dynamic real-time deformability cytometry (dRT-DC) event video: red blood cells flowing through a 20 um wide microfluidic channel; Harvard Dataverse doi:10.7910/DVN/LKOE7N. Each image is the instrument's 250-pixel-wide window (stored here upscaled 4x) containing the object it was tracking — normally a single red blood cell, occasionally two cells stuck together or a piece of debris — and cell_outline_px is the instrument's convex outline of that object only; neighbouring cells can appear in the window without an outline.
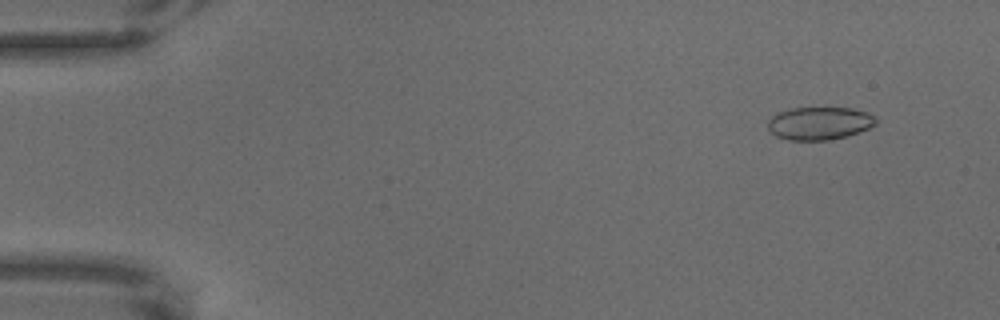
{"species": "common noctule bat (a hibernating species)", "species_latin": "Nyctalus noctula", "temperature_condition": "warm", "stored_images_in_passage": 66, "camera_frame_rate_fps": 3000, "um_per_image_px": 0.085, "animal": {"sex": "male", "body_mass_g": 18.8}, "frame": {"image": 1, "passage_image": 6, "time_ms": 1.667, "image_size_px": [1000, 320], "cell_outline_px": [[876, 124], [860, 132], [832, 140], [788, 140], [776, 136], [768, 128], [768, 120], [776, 112], [788, 108], [852, 108], [868, 112], [876, 116]], "centroid_in_image_um": [69.65, 10.47], "position_along_channel_um": 15.3, "area_um2": 20.92}}
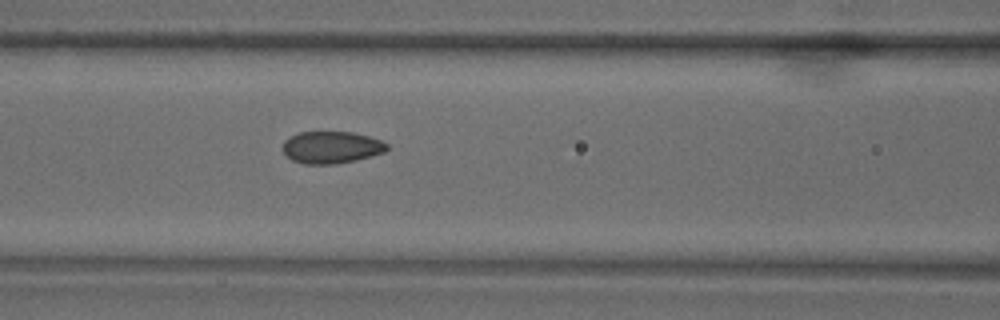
{"frame": {"image": 2, "passage_image": 29, "time_ms": 9.333, "image_size_px": [1000, 320], "cell_outline_px": [[388, 148], [384, 152], [372, 156], [356, 160], [336, 164], [304, 164], [292, 160], [280, 148], [284, 140], [288, 136], [300, 132], [352, 132], [368, 136], [380, 140], [388, 144]], "centroid_in_image_um": [28.13, 12.52], "position_along_channel_um": 138.5, "area_um2": 19.65}}
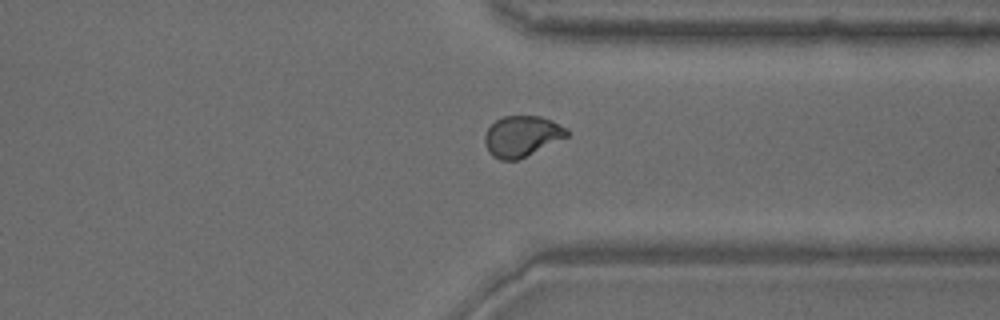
{"frame": {"image": 3, "passage_image": 51, "time_ms": 16.667, "image_size_px": [1000, 320], "cell_outline_px": [[568, 136], [516, 160], [500, 160], [492, 156], [488, 152], [484, 144], [484, 136], [488, 128], [496, 120], [504, 116], [540, 116], [552, 120], [568, 128]], "centroid_in_image_um": [44.33, 11.57], "position_along_channel_um": 367.1, "area_um2": 19.42}}